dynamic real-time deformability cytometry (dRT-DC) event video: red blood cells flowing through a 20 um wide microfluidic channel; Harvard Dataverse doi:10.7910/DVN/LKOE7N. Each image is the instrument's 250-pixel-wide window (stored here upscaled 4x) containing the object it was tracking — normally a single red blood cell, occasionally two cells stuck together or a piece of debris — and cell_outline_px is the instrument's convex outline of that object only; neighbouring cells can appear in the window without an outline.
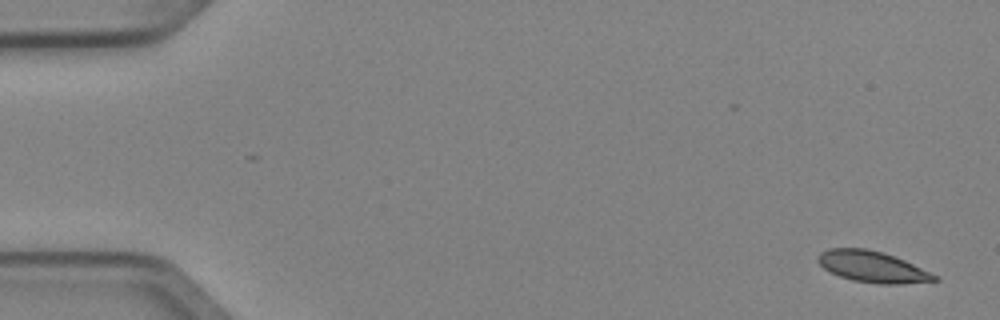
{"species": "Egyptian fruit bat (a non-hibernating species)", "species_latin": "Rousettus aegyptiacus", "temperature_condition": "cold", "stored_images_in_passage": 8, "camera_frame_rate_fps": 3000, "um_per_image_px": 0.085, "animal": {"sex": "female"}, "frame": {"image": 1, "passage_image": 1, "time_ms": 0.0, "image_size_px": [1000, 320], "cell_outline_px": [[940, 280], [900, 284], [880, 284], [852, 280], [840, 276], [824, 268], [816, 260], [816, 256], [820, 252], [828, 248], [864, 248], [880, 252], [904, 260], [940, 276]], "centroid_in_image_um": [74.15, 22.68], "position_along_channel_um": 10.8, "area_um2": 21.1}}
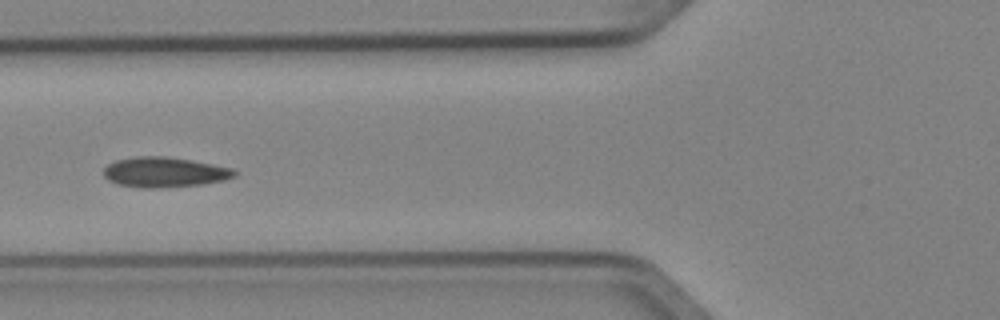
{"frame": {"image": 2, "passage_image": 6, "time_ms": 1.667, "image_size_px": [1000, 320], "cell_outline_px": [[236, 176], [224, 180], [204, 184], [156, 188], [140, 188], [116, 184], [108, 180], [104, 176], [104, 168], [108, 164], [116, 160], [136, 156], [164, 156], [212, 164], [232, 168], [236, 172]], "centroid_in_image_um": [13.95, 14.64], "position_along_channel_um": 111.8, "area_um2": 22.95}}
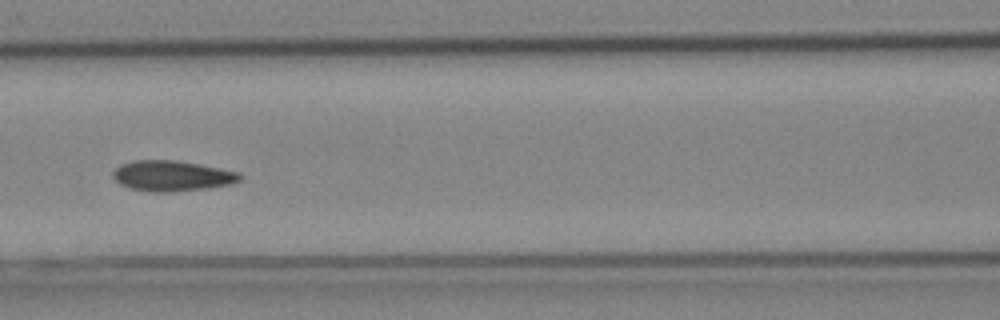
{"frame": {"image": 3, "passage_image": 7, "time_ms": 2.0, "image_size_px": [1000, 320], "cell_outline_px": [[244, 176], [240, 180], [228, 184], [208, 188], [168, 192], [152, 192], [132, 188], [120, 184], [112, 176], [112, 172], [120, 164], [132, 160], [176, 160], [220, 168], [240, 172]], "centroid_in_image_um": [14.62, 14.94], "position_along_channel_um": 152.0, "area_um2": 22.54}}